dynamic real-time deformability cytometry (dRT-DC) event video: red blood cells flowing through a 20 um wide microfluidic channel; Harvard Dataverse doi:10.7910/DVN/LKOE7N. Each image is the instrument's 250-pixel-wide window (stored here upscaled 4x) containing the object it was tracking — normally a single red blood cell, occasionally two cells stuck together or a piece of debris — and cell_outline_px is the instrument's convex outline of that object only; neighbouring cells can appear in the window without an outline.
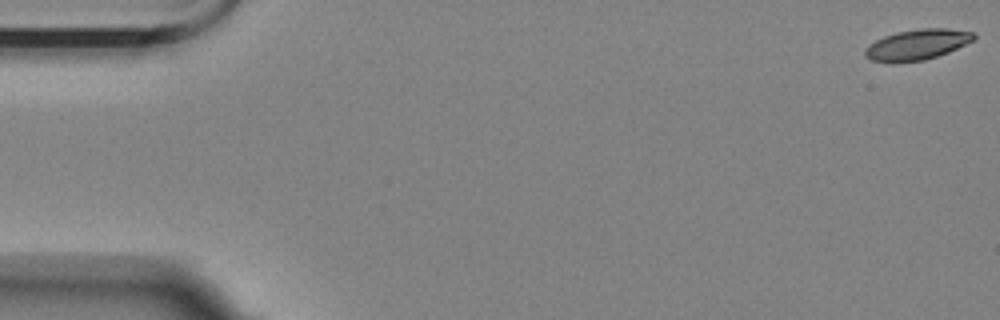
{"species": "Egyptian fruit bat (a non-hibernating species)", "species_latin": "Rousettus aegyptiacus", "temperature_condition": "room temperature", "stored_images_in_passage": 6, "camera_frame_rate_fps": 3000, "um_per_image_px": 0.085, "animal": {"sex": "female"}, "frame": {"image": 1, "passage_image": 1, "time_ms": 0.0, "image_size_px": [1000, 320], "cell_outline_px": [[976, 36], [972, 40], [948, 52], [924, 60], [872, 60], [864, 56], [864, 52], [868, 44], [884, 36], [896, 32], [920, 28], [948, 28], [972, 32]], "centroid_in_image_um": [77.96, 3.75], "position_along_channel_um": 7.0, "area_um2": 18.67}}
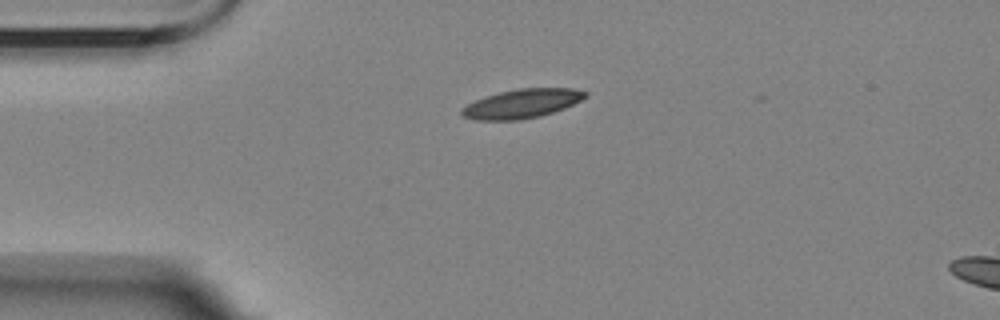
{"frame": {"image": 2, "passage_image": 4, "time_ms": 4.333, "image_size_px": [1000, 320], "cell_outline_px": [[588, 96], [564, 108], [540, 116], [520, 120], [476, 120], [464, 116], [460, 112], [460, 108], [484, 96], [500, 92], [520, 88], [572, 88], [588, 92]], "centroid_in_image_um": [44.35, 8.8], "position_along_channel_um": 40.6, "area_um2": 20.81}}
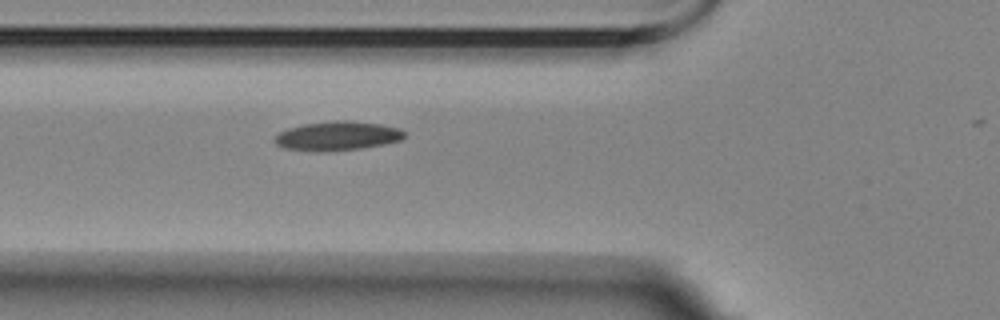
{"frame": {"image": 3, "passage_image": 6, "time_ms": 6.667, "image_size_px": [1000, 320], "cell_outline_px": [[404, 136], [400, 140], [384, 144], [364, 148], [324, 152], [316, 152], [284, 148], [276, 144], [276, 136], [280, 132], [288, 128], [304, 124], [336, 120], [344, 120], [380, 124], [400, 128], [404, 132]], "centroid_in_image_um": [28.68, 11.56], "position_along_channel_um": 97.1, "area_um2": 21.96}}